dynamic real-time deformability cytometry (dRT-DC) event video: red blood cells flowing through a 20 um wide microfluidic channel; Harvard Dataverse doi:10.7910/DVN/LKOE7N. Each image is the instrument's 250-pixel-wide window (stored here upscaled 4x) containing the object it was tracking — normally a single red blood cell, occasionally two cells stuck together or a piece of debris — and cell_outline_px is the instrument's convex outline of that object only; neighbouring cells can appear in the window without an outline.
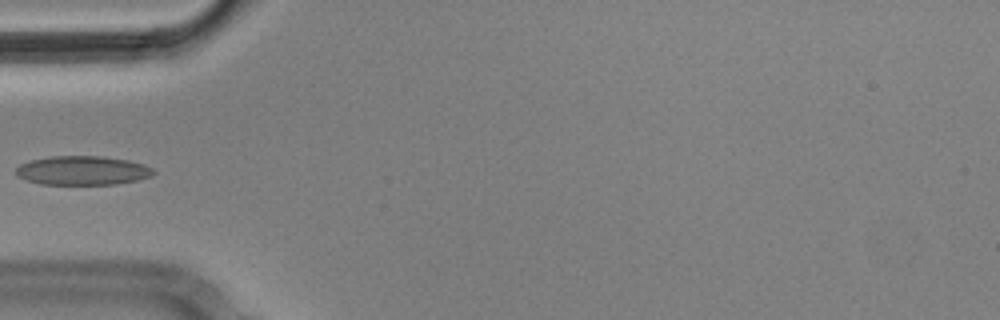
{"species": "Egyptian fruit bat (a non-hibernating species)", "species_latin": "Rousettus aegyptiacus", "temperature_condition": "cold", "stored_images_in_passage": 6, "camera_frame_rate_fps": 3000, "um_per_image_px": 0.085, "animal": {"sex": "male"}, "frame": {"image": 1, "passage_image": 6, "time_ms": 1.667, "image_size_px": [1000, 320], "cell_outline_px": [[156, 172], [152, 176], [136, 180], [116, 184], [40, 184], [16, 176], [16, 168], [20, 164], [28, 160], [48, 156], [104, 156], [128, 160], [144, 164], [152, 168]], "centroid_in_image_um": [7.0, 14.48], "position_along_channel_um": 78.0, "area_um2": 23.41}}